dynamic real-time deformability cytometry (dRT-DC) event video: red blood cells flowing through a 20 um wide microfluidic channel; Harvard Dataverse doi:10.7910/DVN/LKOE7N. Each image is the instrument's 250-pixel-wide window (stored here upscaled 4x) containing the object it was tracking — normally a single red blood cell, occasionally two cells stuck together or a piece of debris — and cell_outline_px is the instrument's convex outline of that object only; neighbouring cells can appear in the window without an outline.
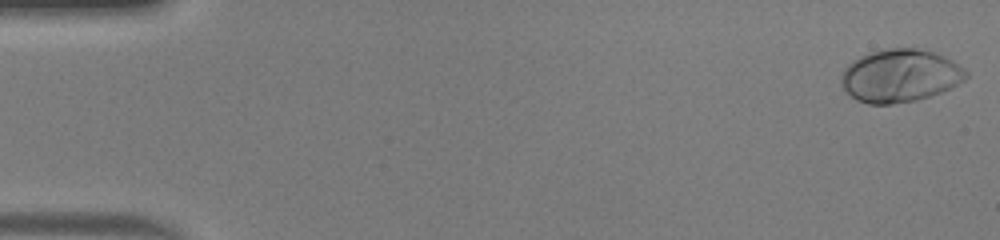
{"species": "human", "species_latin": "Homo sapiens", "temperature_condition": "warm", "stored_images_in_passage": 50, "camera_frame_rate_fps": 3000, "um_per_image_px": 0.085, "donor": {"sex": "male"}, "frame": {"image": 1, "passage_image": 1, "time_ms": 0.0, "image_size_px": [1000, 240], "cell_outline_px": [[968, 76], [964, 80], [952, 88], [916, 100], [892, 104], [868, 104], [856, 100], [840, 84], [840, 80], [844, 68], [852, 60], [868, 52], [884, 48], [916, 48], [932, 52], [952, 60], [964, 68], [968, 72]], "centroid_in_image_um": [76.49, 6.43], "position_along_channel_um": 8.5, "area_um2": 38.55}}
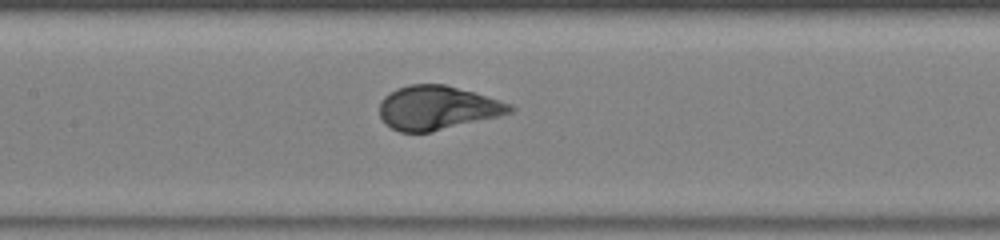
{"frame": {"image": 2, "passage_image": 24, "time_ms": 7.667, "image_size_px": [1000, 240], "cell_outline_px": [[516, 108], [512, 112], [500, 116], [432, 132], [400, 132], [384, 124], [380, 116], [380, 100], [388, 92], [396, 88], [408, 84], [444, 84], [472, 92], [512, 104]], "centroid_in_image_um": [37.14, 9.17], "position_along_channel_um": 170.3, "area_um2": 33.52}}
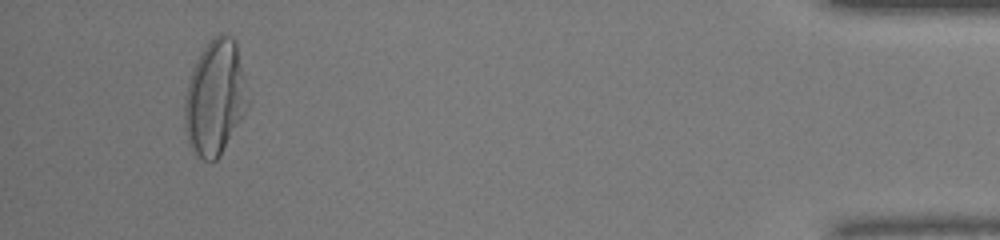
{"frame": {"image": 3, "passage_image": 47, "time_ms": 15.333, "image_size_px": [1000, 240], "cell_outline_px": [[252, 100], [248, 108], [220, 156], [216, 160], [204, 160], [192, 152], [188, 144], [184, 128], [184, 100], [188, 84], [196, 60], [200, 52], [208, 40], [212, 36], [220, 32], [228, 32], [236, 40]], "centroid_in_image_um": [18.32, 8.26], "position_along_channel_um": 416.9, "area_um2": 43.7}, "authors_computed_cell_mechanics": {"area_um2": 35.4892, "velocity_mm_per_s": 4.1324, "shape_relaxation_time_tau1_ms": 3.4306, "shape_relaxation_time_tau2_ms": null, "deformation_change_tau1": 0.2329, "deformation_change_tau2": null}}